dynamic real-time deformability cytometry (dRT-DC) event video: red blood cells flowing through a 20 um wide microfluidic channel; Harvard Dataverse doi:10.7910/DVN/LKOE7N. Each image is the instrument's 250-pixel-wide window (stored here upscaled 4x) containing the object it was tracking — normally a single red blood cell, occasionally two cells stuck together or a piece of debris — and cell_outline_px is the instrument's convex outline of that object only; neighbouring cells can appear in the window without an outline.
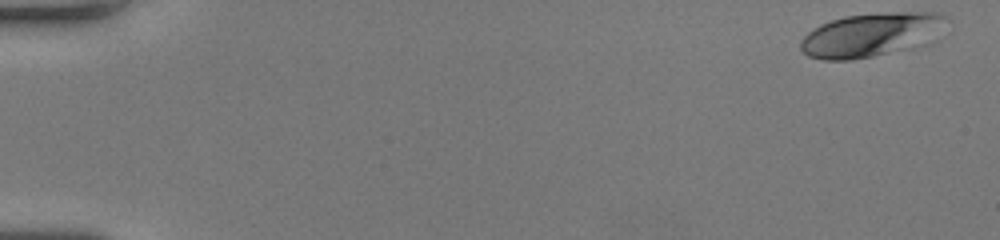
{"species": "human", "species_latin": "Homo sapiens", "temperature_condition": "room temperature", "stored_images_in_passage": 52, "camera_frame_rate_fps": 3000, "um_per_image_px": 0.085, "donor": {"sex": "female"}, "frame": {"image": 1, "passage_image": 1, "time_ms": 0.0, "image_size_px": [1000, 240], "cell_outline_px": [[952, 20], [904, 48], [872, 56], [852, 60], [824, 60], [808, 56], [800, 48], [800, 40], [808, 32], [820, 24], [844, 16], [880, 12], [940, 12], [948, 16]], "centroid_in_image_um": [73.88, 2.91], "position_along_channel_um": 11.1, "area_um2": 35.89}}
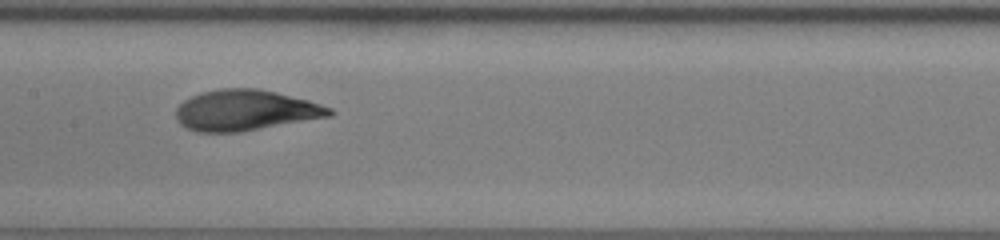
{"frame": {"image": 2, "passage_image": 27, "time_ms": 8.667, "image_size_px": [1000, 240], "cell_outline_px": [[336, 112], [332, 116], [240, 132], [196, 132], [180, 124], [176, 120], [176, 108], [184, 100], [200, 92], [220, 88], [256, 88], [276, 92], [308, 100], [332, 108]], "centroid_in_image_um": [20.86, 9.37], "position_along_channel_um": 186.5, "area_um2": 36.59}}
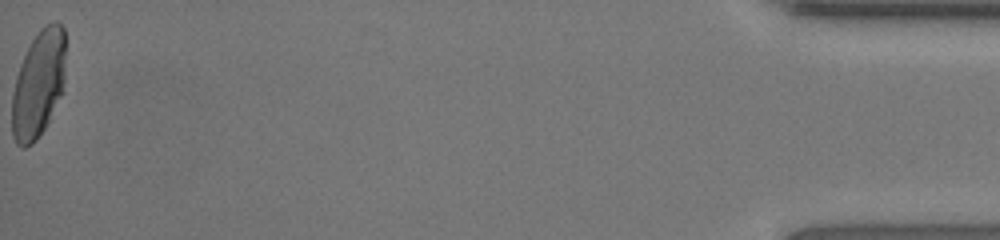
{"frame": {"image": 3, "passage_image": 52, "time_ms": 17.0, "image_size_px": [1000, 240], "cell_outline_px": [[64, 92], [44, 128], [36, 140], [32, 144], [24, 148], [20, 148], [16, 144], [12, 136], [12, 92], [16, 76], [20, 64], [32, 40], [40, 28], [44, 24], [56, 20], [64, 28]], "centroid_in_image_um": [3.26, 7.16], "position_along_channel_um": 431.9, "area_um2": 33.76}, "authors_computed_cell_mechanics": {"area_um2": 35.2291, "velocity_mm_per_s": 4.0546, "shape_relaxation_time_tau1_ms": 4.4253, "shape_relaxation_time_tau2_ms": 0.795, "deformation_change_tau1": 0.2348, "deformation_change_tau2": 0.0648}}